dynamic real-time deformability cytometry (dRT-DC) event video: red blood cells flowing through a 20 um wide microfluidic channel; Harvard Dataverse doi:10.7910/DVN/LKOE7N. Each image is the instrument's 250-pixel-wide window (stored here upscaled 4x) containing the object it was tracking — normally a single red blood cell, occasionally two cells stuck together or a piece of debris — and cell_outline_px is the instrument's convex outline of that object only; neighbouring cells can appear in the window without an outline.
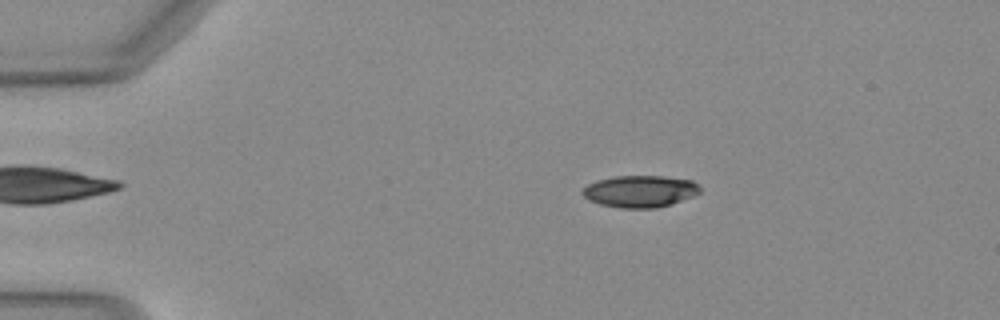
{"species": "Egyptian fruit bat (a non-hibernating species)", "species_latin": "Rousettus aegyptiacus", "temperature_condition": "warm", "stored_images_in_passage": 49, "camera_frame_rate_fps": 3000, "um_per_image_px": 0.085, "animal": {"sex": "female"}, "frame": {"image": 1, "passage_image": 9, "time_ms": 2.667, "image_size_px": [1000, 320], "cell_outline_px": [[700, 192], [692, 196], [656, 208], [620, 208], [600, 204], [588, 200], [580, 192], [588, 184], [596, 180], [612, 176], [664, 176], [692, 180], [700, 188]], "centroid_in_image_um": [54.35, 16.25], "position_along_channel_um": 30.7, "area_um2": 21.73}}
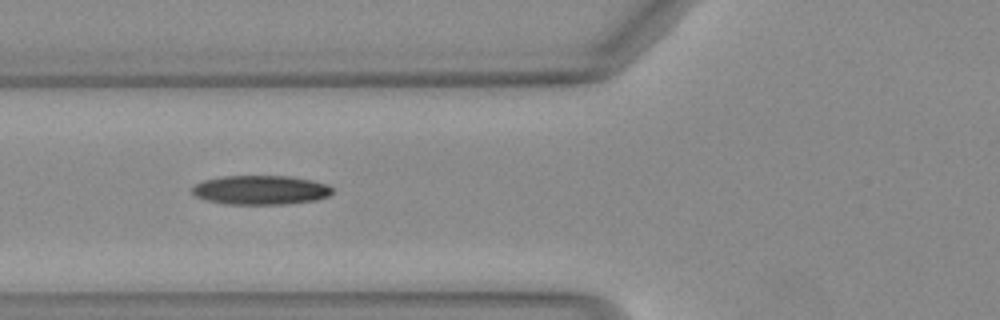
{"frame": {"image": 2, "passage_image": 19, "time_ms": 6.0, "image_size_px": [1000, 320], "cell_outline_px": [[332, 192], [328, 196], [316, 200], [288, 204], [224, 204], [208, 200], [196, 196], [192, 192], [192, 184], [204, 180], [220, 176], [288, 176], [312, 180], [324, 184], [332, 188]], "centroid_in_image_um": [22.12, 16.15], "position_along_channel_um": 103.7, "area_um2": 23.87}}
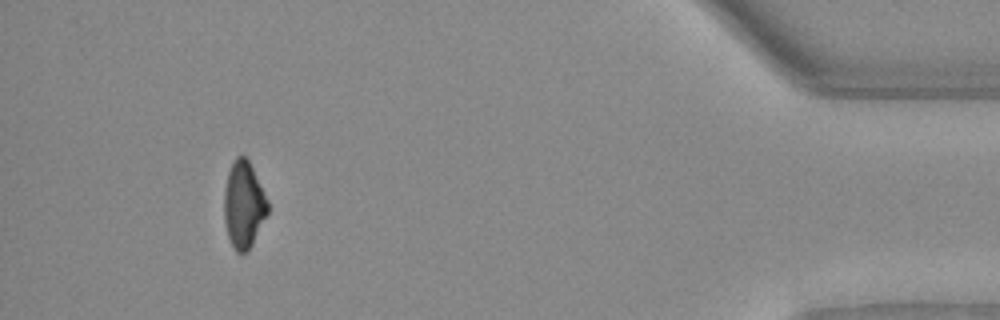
{"frame": {"image": 3, "passage_image": 46, "time_ms": 15.0, "image_size_px": [1000, 320], "cell_outline_px": [[268, 212], [248, 252], [236, 252], [228, 240], [224, 220], [224, 188], [228, 172], [236, 156], [244, 156], [248, 160], [268, 200]], "centroid_in_image_um": [20.69, 17.43], "position_along_channel_um": 414.5, "area_um2": 21.96}, "authors_computed_cell_mechanics": {"area_um2": 23.1778, "velocity_mm_per_s": 4.1196, "shape_relaxation_time_tau1_ms": 9.3951, "shape_relaxation_time_tau2_ms": null, "deformation_change_tau1": 0.2455, "deformation_change_tau2": null}}